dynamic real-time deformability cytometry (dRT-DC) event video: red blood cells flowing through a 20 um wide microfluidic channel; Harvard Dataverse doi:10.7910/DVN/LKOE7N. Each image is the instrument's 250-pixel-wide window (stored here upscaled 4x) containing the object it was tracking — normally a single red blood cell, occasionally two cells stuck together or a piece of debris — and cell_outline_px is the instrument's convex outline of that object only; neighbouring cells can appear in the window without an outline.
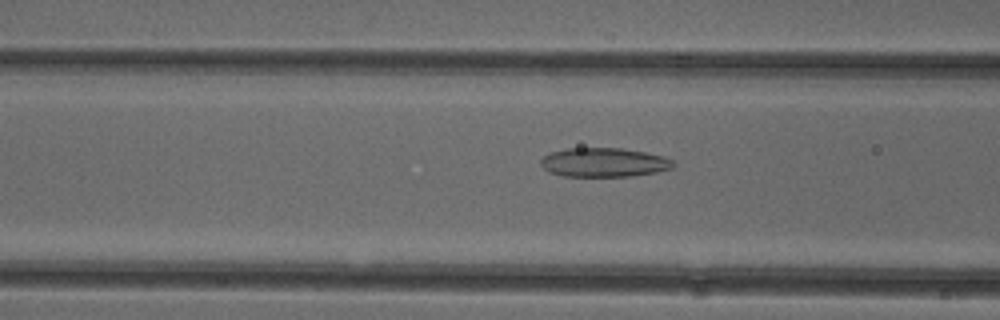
{"species": "common noctule bat (a hibernating species)", "species_latin": "Nyctalus noctula", "temperature_condition": "cold", "stored_images_in_passage": 52, "camera_frame_rate_fps": 3000, "um_per_image_px": 0.085, "animal": {"sex": "female"}, "frame": {"image": 1, "passage_image": 20, "time_ms": 6.333, "image_size_px": [1000, 320], "cell_outline_px": [[676, 164], [672, 168], [656, 172], [632, 176], [564, 176], [548, 172], [540, 164], [540, 160], [544, 156], [552, 152], [568, 148], [620, 148], [644, 152], [664, 156], [672, 160]], "centroid_in_image_um": [51.34, 13.8], "position_along_channel_um": 115.3, "area_um2": 22.43}}
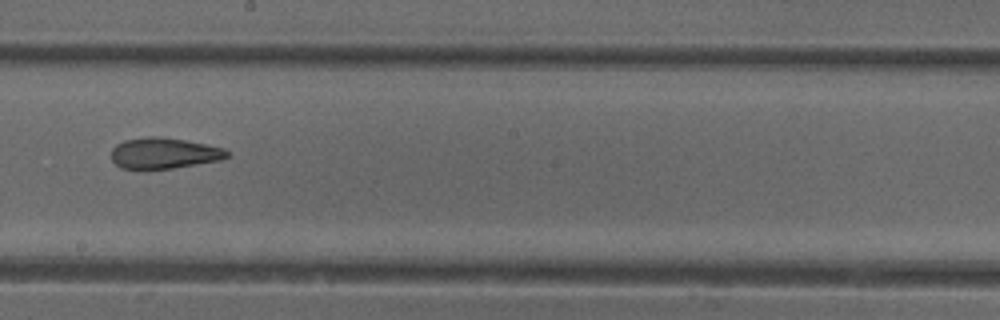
{"frame": {"image": 2, "passage_image": 29, "time_ms": 9.333, "image_size_px": [1000, 320], "cell_outline_px": [[228, 156], [220, 160], [172, 168], [120, 168], [112, 160], [112, 148], [116, 144], [124, 140], [148, 136], [160, 136], [184, 140], [224, 148], [228, 152]], "centroid_in_image_um": [13.91, 13.0], "position_along_channel_um": 234.3, "area_um2": 20.58}}
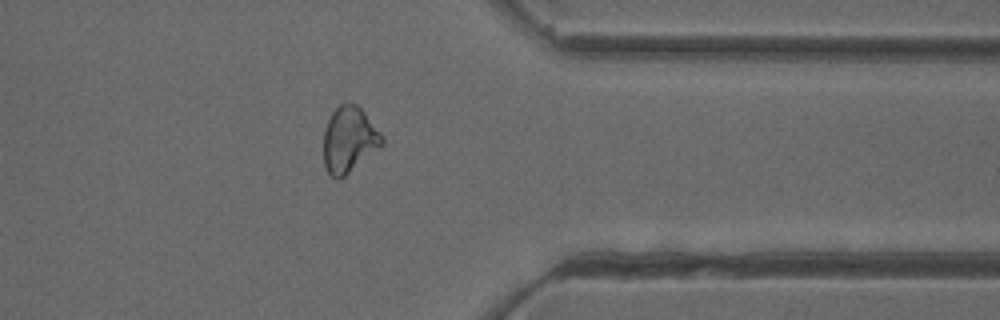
{"frame": {"image": 3, "passage_image": 41, "time_ms": 13.333, "image_size_px": [1000, 320], "cell_outline_px": [[384, 144], [340, 180], [336, 180], [328, 172], [324, 164], [324, 128], [332, 112], [340, 104], [356, 104], [364, 112], [384, 136]], "centroid_in_image_um": [29.68, 11.89], "position_along_channel_um": 381.7, "area_um2": 22.37}, "authors_computed_cell_mechanics": {"area_um2": 23.1489, "velocity_mm_per_s": 3.9528, "shape_relaxation_time_tau1_ms": null, "shape_relaxation_time_tau2_ms": 2.901, "deformation_change_tau1": null, "deformation_change_tau2": 0.1012}}